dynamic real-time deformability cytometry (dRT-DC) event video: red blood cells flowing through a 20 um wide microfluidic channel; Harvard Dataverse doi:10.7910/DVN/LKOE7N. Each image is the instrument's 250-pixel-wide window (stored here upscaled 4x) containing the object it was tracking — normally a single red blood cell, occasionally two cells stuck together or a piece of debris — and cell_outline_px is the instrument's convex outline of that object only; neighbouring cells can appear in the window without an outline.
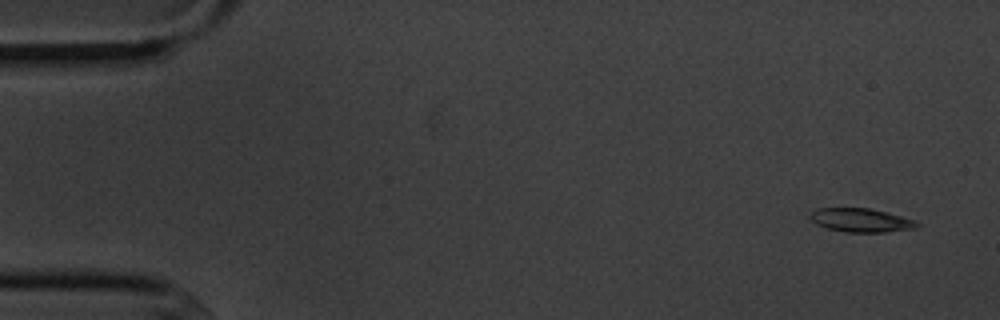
{"species": "common noctule bat (a hibernating species)", "species_latin": "Nyctalus noctula", "temperature_condition": "cold", "stored_images_in_passage": 5, "segment_of_instrument_passage": [1, 2], "camera_frame_rate_fps": 3000, "um_per_image_px": 0.085, "animal": {"sex": "male", "body_mass_g": 20.1, "forearm_length_mm": 53.5}, "frame": {"image": 1, "passage_image": 1, "time_ms": 0.0, "image_size_px": [1000, 320], "cell_outline_px": [[920, 224], [916, 228], [884, 232], [844, 232], [828, 228], [816, 224], [808, 216], [816, 208], [868, 208], [900, 216], [912, 220]], "centroid_in_image_um": [73.13, 18.72], "position_along_channel_um": 11.9, "area_um2": 14.51}}
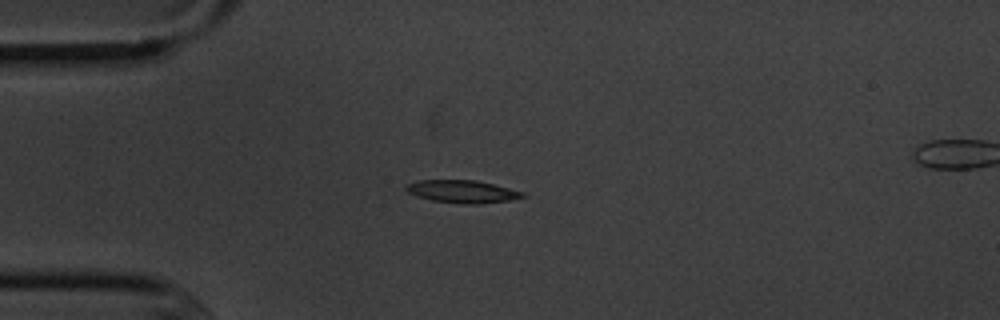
{"frame": {"image": 2, "passage_image": 4, "time_ms": 3.667, "image_size_px": [1000, 320], "cell_outline_px": [[528, 196], [508, 200], [476, 204], [464, 204], [432, 200], [416, 196], [408, 192], [404, 188], [404, 184], [416, 180], [476, 180], [528, 192]], "centroid_in_image_um": [39.31, 16.27], "position_along_channel_um": 45.7, "area_um2": 15.61}}